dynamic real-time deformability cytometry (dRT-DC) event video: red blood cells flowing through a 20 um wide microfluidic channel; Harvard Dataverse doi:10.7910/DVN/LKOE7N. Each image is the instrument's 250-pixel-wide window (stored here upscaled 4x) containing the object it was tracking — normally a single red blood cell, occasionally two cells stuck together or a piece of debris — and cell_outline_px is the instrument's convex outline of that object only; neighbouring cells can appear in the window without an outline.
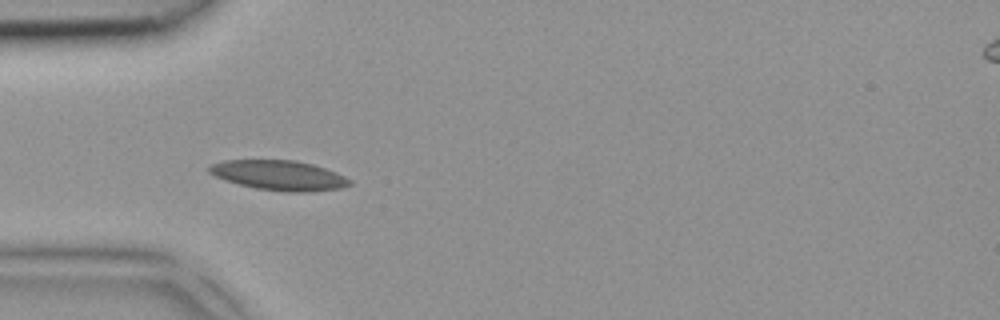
{"species": "common noctule bat (a hibernating species)", "species_latin": "Nyctalus noctula", "temperature_condition": "room temperature", "stored_images_in_passage": 5, "camera_frame_rate_fps": 3000, "um_per_image_px": 0.085, "animal": {"sex": "female", "body_mass_g": 18.4}, "frame": {"image": 1, "passage_image": 5, "time_ms": 1.333, "image_size_px": [1000, 320], "cell_outline_px": [[352, 184], [340, 188], [312, 192], [288, 192], [256, 188], [224, 180], [208, 172], [208, 168], [212, 164], [224, 160], [296, 160], [312, 164], [336, 172], [352, 180]], "centroid_in_image_um": [23.74, 14.9], "position_along_channel_um": 61.3, "area_um2": 24.39}}